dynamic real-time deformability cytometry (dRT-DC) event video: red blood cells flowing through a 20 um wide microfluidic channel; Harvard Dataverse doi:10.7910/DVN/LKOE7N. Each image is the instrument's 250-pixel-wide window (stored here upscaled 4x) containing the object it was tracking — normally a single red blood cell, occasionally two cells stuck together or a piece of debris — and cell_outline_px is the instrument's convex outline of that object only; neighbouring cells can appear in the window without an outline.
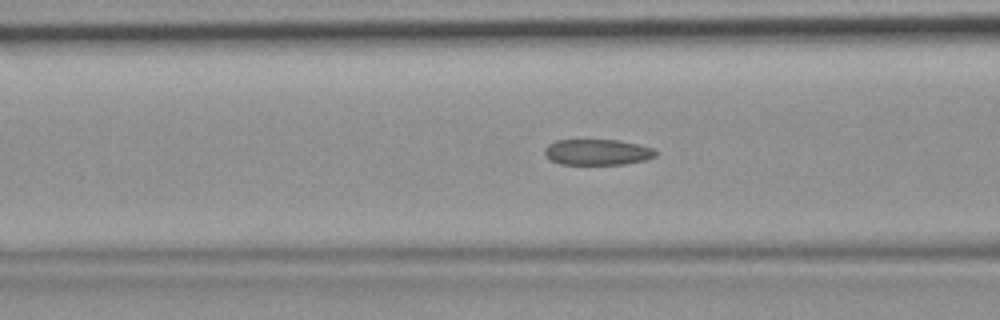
{"species": "common noctule bat (a hibernating species)", "species_latin": "Nyctalus noctula", "temperature_condition": "room temperature", "stored_images_in_passage": 45, "camera_frame_rate_fps": 3000, "um_per_image_px": 0.085, "animal": {"sex": "female", "body_mass_g": 19.9}, "frame": {"image": 1, "passage_image": 17, "time_ms": 5.333, "image_size_px": [1000, 320], "cell_outline_px": [[656, 156], [644, 160], [624, 164], [560, 164], [548, 160], [544, 152], [544, 148], [548, 144], [556, 140], [616, 140], [636, 144], [652, 148], [656, 152]], "centroid_in_image_um": [50.71, 12.93], "position_along_channel_um": 115.9, "area_um2": 16.65}}
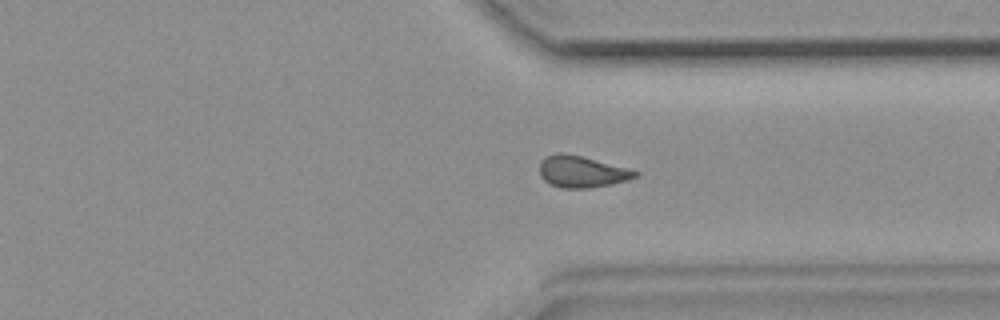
{"frame": {"image": 2, "passage_image": 34, "time_ms": 11.0, "image_size_px": [1000, 320], "cell_outline_px": [[640, 172], [636, 176], [628, 180], [612, 184], [588, 188], [564, 188], [552, 184], [544, 180], [540, 176], [540, 160], [544, 156], [560, 152], [564, 152], [628, 168]], "centroid_in_image_um": [49.43, 14.58], "position_along_channel_um": 362.0, "area_um2": 17.51}}
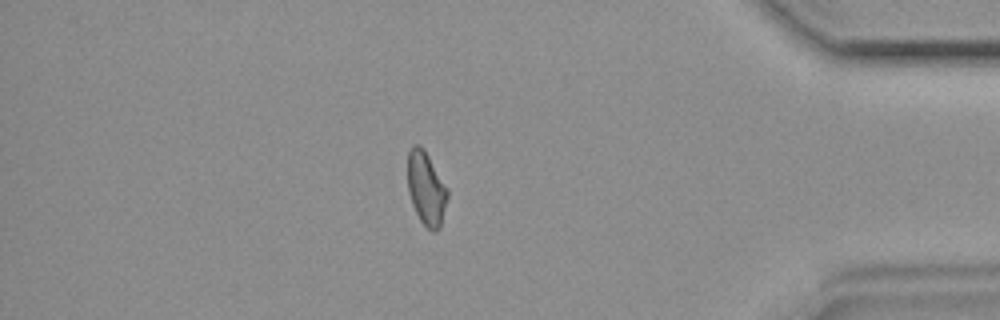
{"frame": {"image": 3, "passage_image": 39, "time_ms": 12.667, "image_size_px": [1000, 320], "cell_outline_px": [[448, 196], [440, 228], [436, 232], [432, 232], [420, 220], [412, 204], [408, 192], [408, 152], [412, 144], [420, 144], [424, 148], [448, 188]], "centroid_in_image_um": [36.23, 16.0], "position_along_channel_um": 399.0, "area_um2": 17.22}}